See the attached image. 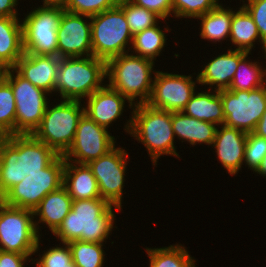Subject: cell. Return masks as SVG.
<instances>
[{
	"label": "cell",
	"instance_id": "1",
	"mask_svg": "<svg viewBox=\"0 0 266 267\" xmlns=\"http://www.w3.org/2000/svg\"><path fill=\"white\" fill-rule=\"evenodd\" d=\"M57 156L32 134L6 136L0 143V199L26 176L41 172Z\"/></svg>",
	"mask_w": 266,
	"mask_h": 267
},
{
	"label": "cell",
	"instance_id": "2",
	"mask_svg": "<svg viewBox=\"0 0 266 267\" xmlns=\"http://www.w3.org/2000/svg\"><path fill=\"white\" fill-rule=\"evenodd\" d=\"M114 209L122 211L103 198L73 200L69 214L53 235L60 244L74 240L106 243L111 231L117 228Z\"/></svg>",
	"mask_w": 266,
	"mask_h": 267
},
{
	"label": "cell",
	"instance_id": "3",
	"mask_svg": "<svg viewBox=\"0 0 266 267\" xmlns=\"http://www.w3.org/2000/svg\"><path fill=\"white\" fill-rule=\"evenodd\" d=\"M124 131L146 147L155 167L161 156L181 158L176 150L171 111L156 109L147 103L134 105Z\"/></svg>",
	"mask_w": 266,
	"mask_h": 267
},
{
	"label": "cell",
	"instance_id": "4",
	"mask_svg": "<svg viewBox=\"0 0 266 267\" xmlns=\"http://www.w3.org/2000/svg\"><path fill=\"white\" fill-rule=\"evenodd\" d=\"M154 67L155 62L150 59L124 53L106 62V82L133 105L147 103L157 71Z\"/></svg>",
	"mask_w": 266,
	"mask_h": 267
},
{
	"label": "cell",
	"instance_id": "5",
	"mask_svg": "<svg viewBox=\"0 0 266 267\" xmlns=\"http://www.w3.org/2000/svg\"><path fill=\"white\" fill-rule=\"evenodd\" d=\"M106 79V61L94 56L60 58L55 96L83 101L101 89ZM84 99V100H83Z\"/></svg>",
	"mask_w": 266,
	"mask_h": 267
},
{
	"label": "cell",
	"instance_id": "6",
	"mask_svg": "<svg viewBox=\"0 0 266 267\" xmlns=\"http://www.w3.org/2000/svg\"><path fill=\"white\" fill-rule=\"evenodd\" d=\"M55 103L52 106L48 103L41 124L32 135L58 155H64L72 145L85 102L61 100Z\"/></svg>",
	"mask_w": 266,
	"mask_h": 267
},
{
	"label": "cell",
	"instance_id": "7",
	"mask_svg": "<svg viewBox=\"0 0 266 267\" xmlns=\"http://www.w3.org/2000/svg\"><path fill=\"white\" fill-rule=\"evenodd\" d=\"M132 39L133 35L129 30L124 11L119 6L91 16L94 57L107 62L115 56L128 53Z\"/></svg>",
	"mask_w": 266,
	"mask_h": 267
},
{
	"label": "cell",
	"instance_id": "8",
	"mask_svg": "<svg viewBox=\"0 0 266 267\" xmlns=\"http://www.w3.org/2000/svg\"><path fill=\"white\" fill-rule=\"evenodd\" d=\"M41 237L32 210L14 207L0 200V250L18 254H36Z\"/></svg>",
	"mask_w": 266,
	"mask_h": 267
},
{
	"label": "cell",
	"instance_id": "9",
	"mask_svg": "<svg viewBox=\"0 0 266 267\" xmlns=\"http://www.w3.org/2000/svg\"><path fill=\"white\" fill-rule=\"evenodd\" d=\"M4 79L10 84L15 97V134H33L50 103L47 96L51 95L24 79L13 68L6 69Z\"/></svg>",
	"mask_w": 266,
	"mask_h": 267
},
{
	"label": "cell",
	"instance_id": "10",
	"mask_svg": "<svg viewBox=\"0 0 266 267\" xmlns=\"http://www.w3.org/2000/svg\"><path fill=\"white\" fill-rule=\"evenodd\" d=\"M64 165L63 155H58L41 172L30 174L13 186L0 200L10 206L33 211L48 193L63 185Z\"/></svg>",
	"mask_w": 266,
	"mask_h": 267
},
{
	"label": "cell",
	"instance_id": "11",
	"mask_svg": "<svg viewBox=\"0 0 266 267\" xmlns=\"http://www.w3.org/2000/svg\"><path fill=\"white\" fill-rule=\"evenodd\" d=\"M36 8V9H35ZM22 21L24 52L58 56L57 29L64 8L37 6Z\"/></svg>",
	"mask_w": 266,
	"mask_h": 267
},
{
	"label": "cell",
	"instance_id": "12",
	"mask_svg": "<svg viewBox=\"0 0 266 267\" xmlns=\"http://www.w3.org/2000/svg\"><path fill=\"white\" fill-rule=\"evenodd\" d=\"M224 125L253 132L258 121L266 110V85L257 89L246 90H220Z\"/></svg>",
	"mask_w": 266,
	"mask_h": 267
},
{
	"label": "cell",
	"instance_id": "13",
	"mask_svg": "<svg viewBox=\"0 0 266 267\" xmlns=\"http://www.w3.org/2000/svg\"><path fill=\"white\" fill-rule=\"evenodd\" d=\"M128 154L124 147L115 146L107 154L87 164L97 180L101 198L121 209L127 164L130 159Z\"/></svg>",
	"mask_w": 266,
	"mask_h": 267
},
{
	"label": "cell",
	"instance_id": "14",
	"mask_svg": "<svg viewBox=\"0 0 266 267\" xmlns=\"http://www.w3.org/2000/svg\"><path fill=\"white\" fill-rule=\"evenodd\" d=\"M115 140L108 129L99 126L84 113L78 121L72 145L63 155L64 160L88 164L117 146Z\"/></svg>",
	"mask_w": 266,
	"mask_h": 267
},
{
	"label": "cell",
	"instance_id": "15",
	"mask_svg": "<svg viewBox=\"0 0 266 267\" xmlns=\"http://www.w3.org/2000/svg\"><path fill=\"white\" fill-rule=\"evenodd\" d=\"M156 71L153 80L152 94L147 102L151 107L171 112H180L196 92L198 77Z\"/></svg>",
	"mask_w": 266,
	"mask_h": 267
},
{
	"label": "cell",
	"instance_id": "16",
	"mask_svg": "<svg viewBox=\"0 0 266 267\" xmlns=\"http://www.w3.org/2000/svg\"><path fill=\"white\" fill-rule=\"evenodd\" d=\"M58 57L93 56L91 16L63 11L57 29Z\"/></svg>",
	"mask_w": 266,
	"mask_h": 267
},
{
	"label": "cell",
	"instance_id": "17",
	"mask_svg": "<svg viewBox=\"0 0 266 267\" xmlns=\"http://www.w3.org/2000/svg\"><path fill=\"white\" fill-rule=\"evenodd\" d=\"M84 113L99 126L106 129L112 126V122L123 116L125 103L128 102L129 109L134 105L118 91L105 84L101 89L95 91L85 99ZM127 101V102H126Z\"/></svg>",
	"mask_w": 266,
	"mask_h": 267
},
{
	"label": "cell",
	"instance_id": "18",
	"mask_svg": "<svg viewBox=\"0 0 266 267\" xmlns=\"http://www.w3.org/2000/svg\"><path fill=\"white\" fill-rule=\"evenodd\" d=\"M60 57L24 52L13 69L34 86L54 95ZM54 92V93H53Z\"/></svg>",
	"mask_w": 266,
	"mask_h": 267
},
{
	"label": "cell",
	"instance_id": "19",
	"mask_svg": "<svg viewBox=\"0 0 266 267\" xmlns=\"http://www.w3.org/2000/svg\"><path fill=\"white\" fill-rule=\"evenodd\" d=\"M247 133L226 125L217 127L212 148L227 173L235 176L244 165Z\"/></svg>",
	"mask_w": 266,
	"mask_h": 267
},
{
	"label": "cell",
	"instance_id": "20",
	"mask_svg": "<svg viewBox=\"0 0 266 267\" xmlns=\"http://www.w3.org/2000/svg\"><path fill=\"white\" fill-rule=\"evenodd\" d=\"M247 53L246 51L232 49L230 46V49L225 53L212 57L211 61L206 65L204 64L202 70L199 71L200 73H193L198 77V85H207L209 89L216 91L228 90L239 61Z\"/></svg>",
	"mask_w": 266,
	"mask_h": 267
},
{
	"label": "cell",
	"instance_id": "21",
	"mask_svg": "<svg viewBox=\"0 0 266 267\" xmlns=\"http://www.w3.org/2000/svg\"><path fill=\"white\" fill-rule=\"evenodd\" d=\"M72 201L71 196L63 185L57 190L48 193L42 199L39 205L33 210L34 223L39 236L42 237L40 232L42 231L41 225L43 224L47 226L44 228H48L52 234L58 229L63 219L69 214Z\"/></svg>",
	"mask_w": 266,
	"mask_h": 267
},
{
	"label": "cell",
	"instance_id": "22",
	"mask_svg": "<svg viewBox=\"0 0 266 267\" xmlns=\"http://www.w3.org/2000/svg\"><path fill=\"white\" fill-rule=\"evenodd\" d=\"M63 186L72 200L101 198L97 180L87 164L65 160Z\"/></svg>",
	"mask_w": 266,
	"mask_h": 267
},
{
	"label": "cell",
	"instance_id": "23",
	"mask_svg": "<svg viewBox=\"0 0 266 267\" xmlns=\"http://www.w3.org/2000/svg\"><path fill=\"white\" fill-rule=\"evenodd\" d=\"M171 123L177 139L191 146L205 144L212 146L217 125L185 115L182 111L171 112Z\"/></svg>",
	"mask_w": 266,
	"mask_h": 267
},
{
	"label": "cell",
	"instance_id": "24",
	"mask_svg": "<svg viewBox=\"0 0 266 267\" xmlns=\"http://www.w3.org/2000/svg\"><path fill=\"white\" fill-rule=\"evenodd\" d=\"M23 54L22 21L19 17H0V63L13 68Z\"/></svg>",
	"mask_w": 266,
	"mask_h": 267
},
{
	"label": "cell",
	"instance_id": "25",
	"mask_svg": "<svg viewBox=\"0 0 266 267\" xmlns=\"http://www.w3.org/2000/svg\"><path fill=\"white\" fill-rule=\"evenodd\" d=\"M182 112L189 117L217 126L223 125L225 121L222 99L216 90H196Z\"/></svg>",
	"mask_w": 266,
	"mask_h": 267
},
{
	"label": "cell",
	"instance_id": "26",
	"mask_svg": "<svg viewBox=\"0 0 266 267\" xmlns=\"http://www.w3.org/2000/svg\"><path fill=\"white\" fill-rule=\"evenodd\" d=\"M237 9H234L232 14L230 44L235 45L234 49L251 53L252 49L255 48L254 45L259 42L264 52L266 44L261 40L258 28L252 17L242 5Z\"/></svg>",
	"mask_w": 266,
	"mask_h": 267
},
{
	"label": "cell",
	"instance_id": "27",
	"mask_svg": "<svg viewBox=\"0 0 266 267\" xmlns=\"http://www.w3.org/2000/svg\"><path fill=\"white\" fill-rule=\"evenodd\" d=\"M233 8L225 7L222 2L214 9L197 17L201 21L199 36L203 40L217 44L224 40L229 41L230 26L232 21Z\"/></svg>",
	"mask_w": 266,
	"mask_h": 267
},
{
	"label": "cell",
	"instance_id": "28",
	"mask_svg": "<svg viewBox=\"0 0 266 267\" xmlns=\"http://www.w3.org/2000/svg\"><path fill=\"white\" fill-rule=\"evenodd\" d=\"M158 25L159 22L150 28H146L142 32L135 34L129 52L155 62L157 57L161 56L160 54L163 52L162 50L163 48L165 49V45L167 44L166 40L168 39L166 37V32H170L168 25L163 30Z\"/></svg>",
	"mask_w": 266,
	"mask_h": 267
},
{
	"label": "cell",
	"instance_id": "29",
	"mask_svg": "<svg viewBox=\"0 0 266 267\" xmlns=\"http://www.w3.org/2000/svg\"><path fill=\"white\" fill-rule=\"evenodd\" d=\"M145 251L149 257V267H196V259L180 243L162 248L146 247Z\"/></svg>",
	"mask_w": 266,
	"mask_h": 267
},
{
	"label": "cell",
	"instance_id": "30",
	"mask_svg": "<svg viewBox=\"0 0 266 267\" xmlns=\"http://www.w3.org/2000/svg\"><path fill=\"white\" fill-rule=\"evenodd\" d=\"M247 53L238 63L236 72L228 90L251 91L265 85L264 65L261 62L249 60Z\"/></svg>",
	"mask_w": 266,
	"mask_h": 267
},
{
	"label": "cell",
	"instance_id": "31",
	"mask_svg": "<svg viewBox=\"0 0 266 267\" xmlns=\"http://www.w3.org/2000/svg\"><path fill=\"white\" fill-rule=\"evenodd\" d=\"M72 260L77 267H104V243L74 240L68 243Z\"/></svg>",
	"mask_w": 266,
	"mask_h": 267
},
{
	"label": "cell",
	"instance_id": "32",
	"mask_svg": "<svg viewBox=\"0 0 266 267\" xmlns=\"http://www.w3.org/2000/svg\"><path fill=\"white\" fill-rule=\"evenodd\" d=\"M118 6L124 11L129 30L133 36L162 20L154 12L134 4L131 0H120Z\"/></svg>",
	"mask_w": 266,
	"mask_h": 267
},
{
	"label": "cell",
	"instance_id": "33",
	"mask_svg": "<svg viewBox=\"0 0 266 267\" xmlns=\"http://www.w3.org/2000/svg\"><path fill=\"white\" fill-rule=\"evenodd\" d=\"M16 104L10 84L0 81V131L5 135H15Z\"/></svg>",
	"mask_w": 266,
	"mask_h": 267
},
{
	"label": "cell",
	"instance_id": "34",
	"mask_svg": "<svg viewBox=\"0 0 266 267\" xmlns=\"http://www.w3.org/2000/svg\"><path fill=\"white\" fill-rule=\"evenodd\" d=\"M58 245L39 251V257L32 259V264H35L36 267H77L72 260L68 243H62V246Z\"/></svg>",
	"mask_w": 266,
	"mask_h": 267
},
{
	"label": "cell",
	"instance_id": "35",
	"mask_svg": "<svg viewBox=\"0 0 266 267\" xmlns=\"http://www.w3.org/2000/svg\"><path fill=\"white\" fill-rule=\"evenodd\" d=\"M219 4V0H172L173 17L196 19Z\"/></svg>",
	"mask_w": 266,
	"mask_h": 267
},
{
	"label": "cell",
	"instance_id": "36",
	"mask_svg": "<svg viewBox=\"0 0 266 267\" xmlns=\"http://www.w3.org/2000/svg\"><path fill=\"white\" fill-rule=\"evenodd\" d=\"M244 164L255 172L266 155V139L253 132L247 133L244 152Z\"/></svg>",
	"mask_w": 266,
	"mask_h": 267
},
{
	"label": "cell",
	"instance_id": "37",
	"mask_svg": "<svg viewBox=\"0 0 266 267\" xmlns=\"http://www.w3.org/2000/svg\"><path fill=\"white\" fill-rule=\"evenodd\" d=\"M120 0H70L65 11L93 16L119 5Z\"/></svg>",
	"mask_w": 266,
	"mask_h": 267
},
{
	"label": "cell",
	"instance_id": "38",
	"mask_svg": "<svg viewBox=\"0 0 266 267\" xmlns=\"http://www.w3.org/2000/svg\"><path fill=\"white\" fill-rule=\"evenodd\" d=\"M255 22L261 40L266 44V0H240Z\"/></svg>",
	"mask_w": 266,
	"mask_h": 267
},
{
	"label": "cell",
	"instance_id": "39",
	"mask_svg": "<svg viewBox=\"0 0 266 267\" xmlns=\"http://www.w3.org/2000/svg\"><path fill=\"white\" fill-rule=\"evenodd\" d=\"M134 4L144 7L149 11L154 12L158 15L163 21L166 22L165 19H169L170 16L173 17L172 10V0H131Z\"/></svg>",
	"mask_w": 266,
	"mask_h": 267
},
{
	"label": "cell",
	"instance_id": "40",
	"mask_svg": "<svg viewBox=\"0 0 266 267\" xmlns=\"http://www.w3.org/2000/svg\"><path fill=\"white\" fill-rule=\"evenodd\" d=\"M32 255L35 254H18L0 250V267H25V263L32 261Z\"/></svg>",
	"mask_w": 266,
	"mask_h": 267
},
{
	"label": "cell",
	"instance_id": "41",
	"mask_svg": "<svg viewBox=\"0 0 266 267\" xmlns=\"http://www.w3.org/2000/svg\"><path fill=\"white\" fill-rule=\"evenodd\" d=\"M19 0H0V17H18L17 5Z\"/></svg>",
	"mask_w": 266,
	"mask_h": 267
},
{
	"label": "cell",
	"instance_id": "42",
	"mask_svg": "<svg viewBox=\"0 0 266 267\" xmlns=\"http://www.w3.org/2000/svg\"><path fill=\"white\" fill-rule=\"evenodd\" d=\"M253 133L266 139V110L258 121Z\"/></svg>",
	"mask_w": 266,
	"mask_h": 267
},
{
	"label": "cell",
	"instance_id": "43",
	"mask_svg": "<svg viewBox=\"0 0 266 267\" xmlns=\"http://www.w3.org/2000/svg\"><path fill=\"white\" fill-rule=\"evenodd\" d=\"M70 0H42L44 7H61L65 8Z\"/></svg>",
	"mask_w": 266,
	"mask_h": 267
},
{
	"label": "cell",
	"instance_id": "44",
	"mask_svg": "<svg viewBox=\"0 0 266 267\" xmlns=\"http://www.w3.org/2000/svg\"><path fill=\"white\" fill-rule=\"evenodd\" d=\"M255 173L256 174H259L263 178L264 177L266 178V155L262 159V162H261L260 166L258 167V169L255 171Z\"/></svg>",
	"mask_w": 266,
	"mask_h": 267
},
{
	"label": "cell",
	"instance_id": "45",
	"mask_svg": "<svg viewBox=\"0 0 266 267\" xmlns=\"http://www.w3.org/2000/svg\"><path fill=\"white\" fill-rule=\"evenodd\" d=\"M6 69L1 63H0V81L4 78Z\"/></svg>",
	"mask_w": 266,
	"mask_h": 267
},
{
	"label": "cell",
	"instance_id": "46",
	"mask_svg": "<svg viewBox=\"0 0 266 267\" xmlns=\"http://www.w3.org/2000/svg\"><path fill=\"white\" fill-rule=\"evenodd\" d=\"M263 53H264L263 55H265L263 58L266 59V50ZM264 75H265V85H266V65L264 66Z\"/></svg>",
	"mask_w": 266,
	"mask_h": 267
},
{
	"label": "cell",
	"instance_id": "47",
	"mask_svg": "<svg viewBox=\"0 0 266 267\" xmlns=\"http://www.w3.org/2000/svg\"><path fill=\"white\" fill-rule=\"evenodd\" d=\"M5 135L0 131V143L5 139Z\"/></svg>",
	"mask_w": 266,
	"mask_h": 267
}]
</instances>
